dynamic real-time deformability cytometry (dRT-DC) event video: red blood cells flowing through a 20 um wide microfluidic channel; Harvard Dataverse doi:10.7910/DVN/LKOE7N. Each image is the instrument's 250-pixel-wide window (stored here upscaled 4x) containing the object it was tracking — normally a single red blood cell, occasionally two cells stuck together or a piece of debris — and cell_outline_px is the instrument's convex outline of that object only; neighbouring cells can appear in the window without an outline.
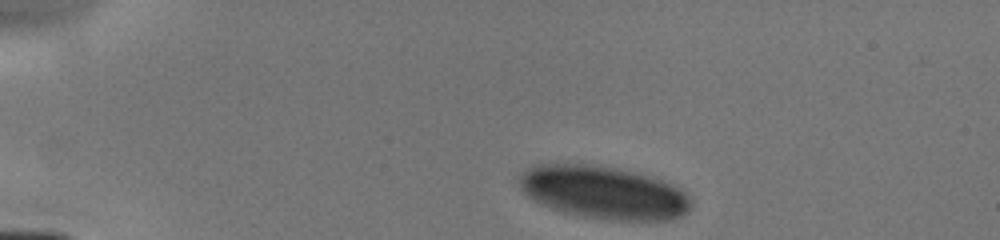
{"species": "human", "species_latin": "Homo sapiens", "temperature_condition": "cold", "stored_images_in_passage": 4, "camera_frame_rate_fps": 3000, "um_per_image_px": 0.085, "donor": {"sex": "male"}, "frame": {"image": 1, "passage_image": 1, "time_ms": 0.0, "image_size_px": [1000, 240], "cell_outline_px": [[692, 208], [688, 212], [680, 216], [668, 220], [608, 220], [584, 216], [564, 212], [552, 208], [528, 196], [520, 188], [516, 180], [532, 164], [588, 164], [616, 168], [640, 172], [668, 180], [680, 188], [692, 200]], "centroid_in_image_um": [51.37, 16.34], "position_along_channel_um": 33.6, "area_um2": 53.41}}
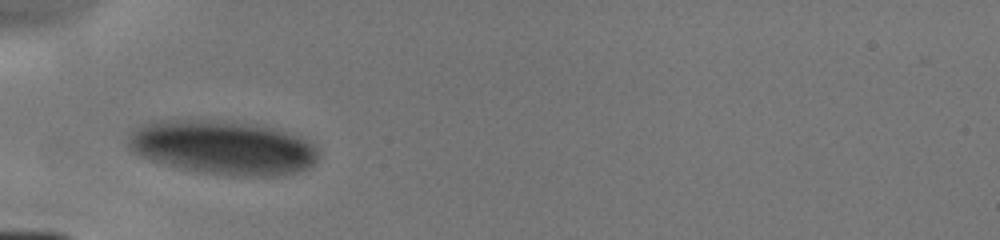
{"frame": {"image": 2, "passage_image": 3, "time_ms": 2.333, "image_size_px": [1000, 240], "cell_outline_px": [[320, 152], [316, 160], [308, 168], [296, 172], [276, 176], [240, 176], [200, 172], [180, 168], [152, 160], [140, 156], [132, 152], [128, 148], [128, 136], [132, 128], [152, 120], [232, 120], [264, 124], [300, 136], [308, 140]], "centroid_in_image_um": [18.94, 12.51], "position_along_channel_um": 66.1, "area_um2": 60.86}}